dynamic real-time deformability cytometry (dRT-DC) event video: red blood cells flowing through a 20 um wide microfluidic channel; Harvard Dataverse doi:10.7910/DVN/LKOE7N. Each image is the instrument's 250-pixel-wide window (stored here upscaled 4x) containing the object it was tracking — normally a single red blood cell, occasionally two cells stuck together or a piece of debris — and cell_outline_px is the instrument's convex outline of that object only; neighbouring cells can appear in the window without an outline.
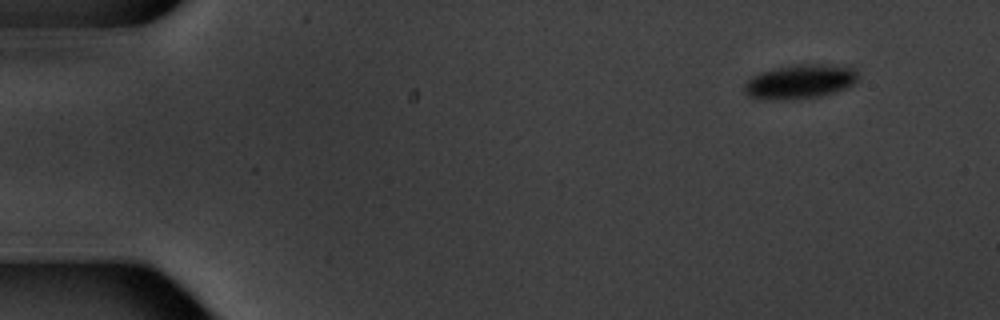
{"species": "common noctule bat (a hibernating species)", "species_latin": "Nyctalus noctula", "temperature_condition": "warm", "stored_images_in_passage": 7, "camera_frame_rate_fps": 3000, "um_per_image_px": 0.085, "animal": {"sex": "male", "body_mass_g": 20.1, "forearm_length_mm": 53.5}, "frame": {"image": 1, "passage_image": 1, "time_ms": 0.0, "image_size_px": [1000, 320], "cell_outline_px": [[856, 80], [852, 84], [836, 92], [820, 96], [792, 100], [756, 100], [748, 96], [744, 92], [744, 84], [752, 76], [760, 72], [776, 68], [800, 64], [828, 64], [852, 68], [856, 72]], "centroid_in_image_um": [67.92, 6.96], "position_along_channel_um": 17.1, "area_um2": 22.77}}